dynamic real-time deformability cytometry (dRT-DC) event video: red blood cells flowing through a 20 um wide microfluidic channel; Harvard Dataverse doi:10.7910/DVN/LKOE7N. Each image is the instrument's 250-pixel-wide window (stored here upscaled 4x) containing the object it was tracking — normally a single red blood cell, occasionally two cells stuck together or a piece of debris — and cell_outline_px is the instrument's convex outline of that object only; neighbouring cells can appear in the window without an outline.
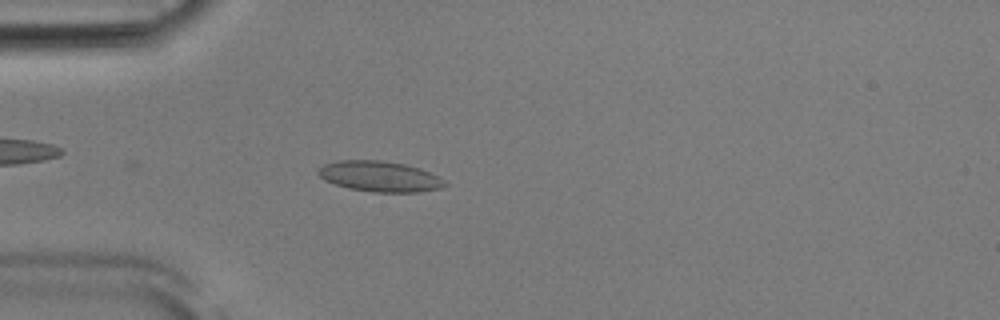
{"species": "Egyptian fruit bat (a non-hibernating species)", "species_latin": "Rousettus aegyptiacus", "temperature_condition": "room temperature", "stored_images_in_passage": 51, "camera_frame_rate_fps": 3000, "um_per_image_px": 0.085, "animal": {"sex": "male"}, "frame": {"image": 1, "passage_image": 14, "time_ms": 4.333, "image_size_px": [1000, 320], "cell_outline_px": [[448, 184], [440, 188], [420, 192], [372, 192], [348, 188], [324, 180], [316, 172], [324, 164], [336, 160], [380, 160], [404, 164], [420, 168], [440, 176]], "centroid_in_image_um": [32.29, 14.99], "position_along_channel_um": 52.7, "area_um2": 22.66}}
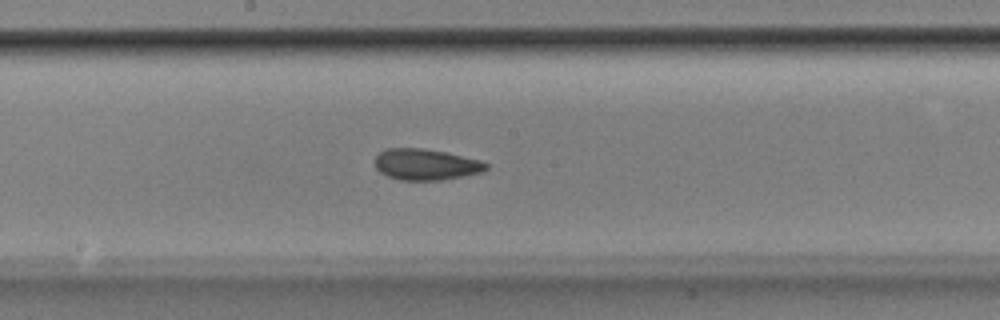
{"frame": {"image": 2, "passage_image": 27, "time_ms": 8.667, "image_size_px": [1000, 320], "cell_outline_px": [[488, 168], [480, 172], [440, 180], [400, 180], [388, 176], [380, 172], [376, 168], [376, 156], [384, 148], [424, 148], [444, 152], [480, 160], [488, 164]], "centroid_in_image_um": [36.16, 13.97], "position_along_channel_um": 212.0, "area_um2": 19.94}}
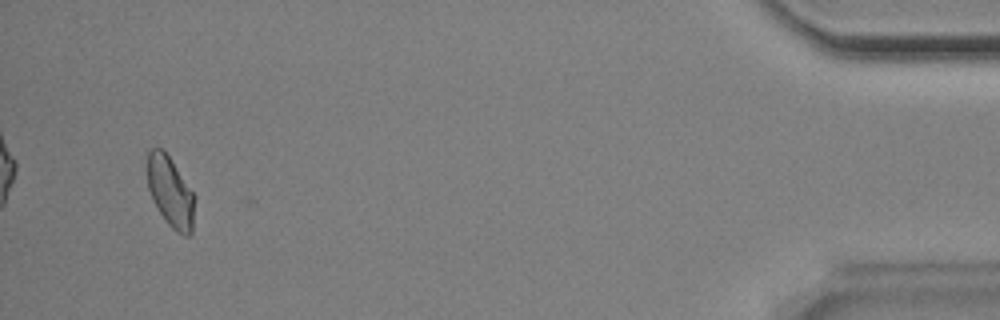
{"frame": {"image": 3, "passage_image": 49, "time_ms": 16.0, "image_size_px": [1000, 320], "cell_outline_px": [[196, 196], [192, 232], [188, 236], [184, 236], [176, 232], [168, 224], [152, 200], [148, 188], [148, 152], [152, 148], [164, 148]], "centroid_in_image_um": [14.51, 16.32], "position_along_channel_um": 420.7, "area_um2": 19.65}, "authors_computed_cell_mechanics": {"area_um2": 20.23, "velocity_mm_per_s": 3.8903, "shape_relaxation_time_tau1_ms": 8.9058, "shape_relaxation_time_tau2_ms": 2.4265, "deformation_change_tau1": 0.1514, "deformation_change_tau2": 0.06}}